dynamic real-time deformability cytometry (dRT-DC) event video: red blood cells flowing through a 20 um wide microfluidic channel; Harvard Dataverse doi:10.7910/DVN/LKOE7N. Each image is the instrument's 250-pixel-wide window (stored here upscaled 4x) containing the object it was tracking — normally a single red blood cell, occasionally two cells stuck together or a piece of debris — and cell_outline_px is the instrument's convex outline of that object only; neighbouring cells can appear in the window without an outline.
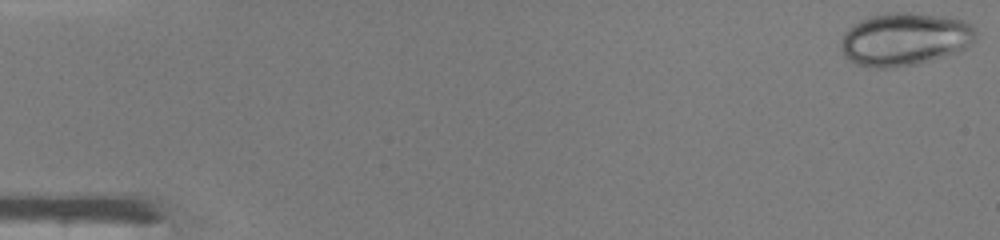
{"species": "common noctule bat (a hibernating species)", "species_latin": "Nyctalus noctula", "temperature_condition": "warm", "stored_images_in_passage": 47, "camera_frame_rate_fps": 3000, "um_per_image_px": 0.085, "animal": {"sex": "male", "body_mass_g": 19.0, "forearm_length_mm": 50.8}, "frame": {"image": 1, "passage_image": 1, "time_ms": 0.0, "image_size_px": [1000, 240], "cell_outline_px": [[976, 40], [960, 52], [916, 64], [896, 68], [876, 68], [856, 64], [848, 60], [844, 56], [840, 48], [840, 40], [844, 32], [848, 28], [860, 20], [872, 16], [888, 12], [912, 12], [944, 16], [964, 20], [972, 24], [976, 28]], "centroid_in_image_um": [76.91, 3.33], "position_along_channel_um": 8.1, "area_um2": 42.31}}
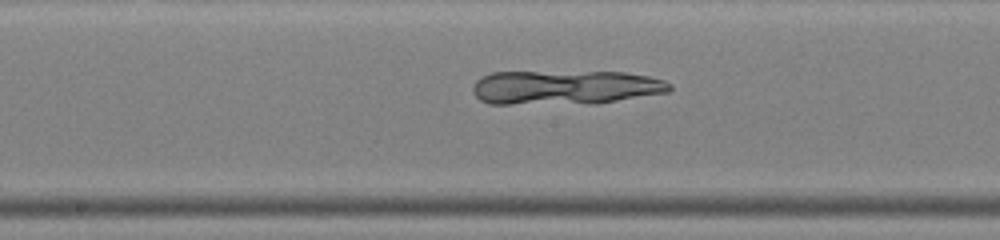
{"frame": {"image": 2, "passage_image": 25, "time_ms": 8.0, "image_size_px": [1000, 240], "cell_outline_px": [[672, 88], [668, 92], [596, 104], [488, 104], [480, 100], [472, 92], [472, 84], [476, 80], [492, 72], [624, 72], [648, 76], [664, 80], [672, 84]], "centroid_in_image_um": [48.03, 7.44], "position_along_channel_um": 200.2, "area_um2": 39.77}}
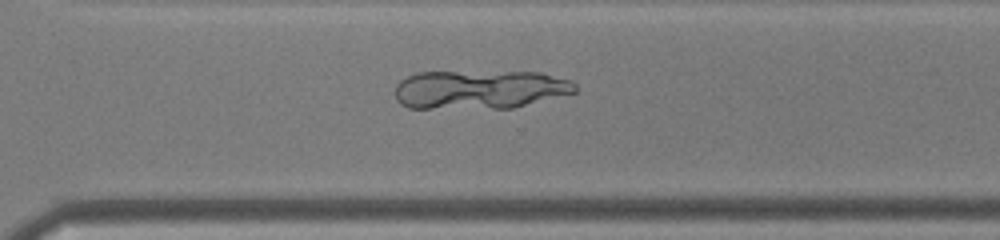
{"frame": {"image": 3, "passage_image": 34, "time_ms": 11.0, "image_size_px": [1000, 240], "cell_outline_px": [[576, 92], [512, 108], [408, 108], [400, 104], [396, 100], [396, 84], [400, 80], [416, 72], [540, 72], [572, 80], [576, 84]], "centroid_in_image_um": [40.77, 7.6], "position_along_channel_um": 329.8, "area_um2": 40.86}}